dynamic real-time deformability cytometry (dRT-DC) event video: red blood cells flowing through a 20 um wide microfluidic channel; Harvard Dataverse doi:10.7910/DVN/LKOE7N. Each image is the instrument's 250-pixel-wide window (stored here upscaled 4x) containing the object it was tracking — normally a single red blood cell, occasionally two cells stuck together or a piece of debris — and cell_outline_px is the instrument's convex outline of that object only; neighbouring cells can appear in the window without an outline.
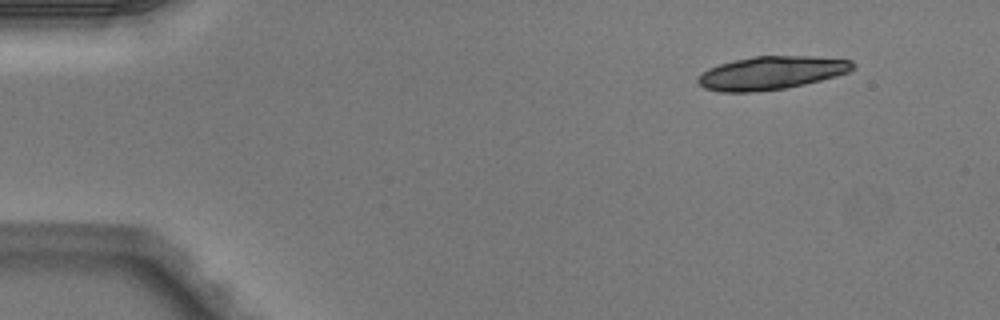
{"species": "Egyptian fruit bat (a non-hibernating species)", "species_latin": "Rousettus aegyptiacus", "temperature_condition": "warm", "stored_images_in_passage": 4, "camera_frame_rate_fps": 3000, "um_per_image_px": 0.085, "animal": {"sex": "male"}, "frame": {"image": 1, "passage_image": 1, "time_ms": 0.0, "image_size_px": [1000, 320], "cell_outline_px": [[856, 64], [848, 72], [836, 76], [804, 84], [784, 88], [748, 92], [720, 92], [704, 88], [696, 80], [708, 68], [720, 64], [752, 56], [812, 56], [852, 60]], "centroid_in_image_um": [65.57, 6.19], "position_along_channel_um": 19.4, "area_um2": 29.71}}